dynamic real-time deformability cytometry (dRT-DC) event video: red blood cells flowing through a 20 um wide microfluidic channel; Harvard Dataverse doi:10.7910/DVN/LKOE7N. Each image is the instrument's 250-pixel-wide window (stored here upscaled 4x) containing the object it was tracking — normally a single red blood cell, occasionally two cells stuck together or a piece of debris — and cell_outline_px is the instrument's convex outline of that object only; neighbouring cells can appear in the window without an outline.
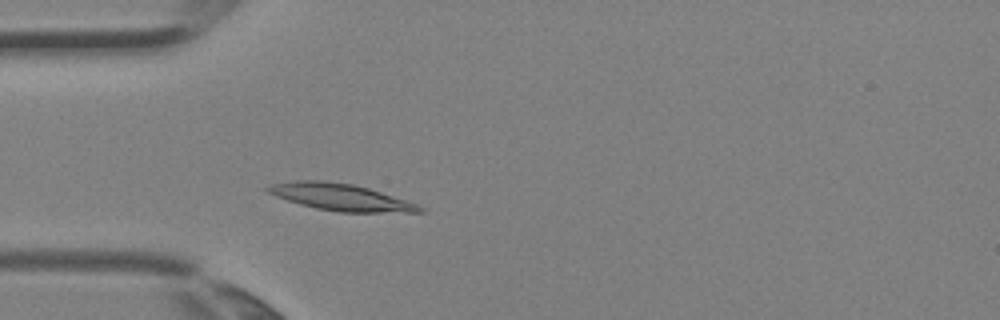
{"species": "Egyptian fruit bat (a non-hibernating species)", "species_latin": "Rousettus aegyptiacus", "temperature_condition": "room temperature", "stored_images_in_passage": 1, "camera_frame_rate_fps": 3000, "um_per_image_px": 0.085, "animal": {"sex": "female"}, "frame": {"image": 1, "passage_image": 1, "time_ms": 0.0, "image_size_px": [1000, 320], "cell_outline_px": [[424, 212], [340, 212], [316, 208], [300, 204], [276, 196], [268, 192], [264, 188], [268, 184], [292, 180], [320, 180], [352, 184], [368, 188], [416, 204], [424, 208]], "centroid_in_image_um": [28.88, 16.74], "position_along_channel_um": 56.1, "area_um2": 23.47}}